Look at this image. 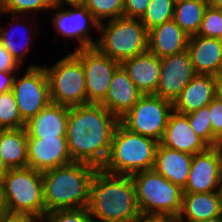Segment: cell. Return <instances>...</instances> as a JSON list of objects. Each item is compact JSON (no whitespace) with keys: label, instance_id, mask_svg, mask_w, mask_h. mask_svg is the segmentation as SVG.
Listing matches in <instances>:
<instances>
[{"label":"cell","instance_id":"obj_1","mask_svg":"<svg viewBox=\"0 0 222 222\" xmlns=\"http://www.w3.org/2000/svg\"><path fill=\"white\" fill-rule=\"evenodd\" d=\"M119 119L102 104L69 107L66 139L74 162L102 168Z\"/></svg>","mask_w":222,"mask_h":222},{"label":"cell","instance_id":"obj_2","mask_svg":"<svg viewBox=\"0 0 222 222\" xmlns=\"http://www.w3.org/2000/svg\"><path fill=\"white\" fill-rule=\"evenodd\" d=\"M87 209L96 222H133L139 218L132 177L97 169L89 185Z\"/></svg>","mask_w":222,"mask_h":222},{"label":"cell","instance_id":"obj_3","mask_svg":"<svg viewBox=\"0 0 222 222\" xmlns=\"http://www.w3.org/2000/svg\"><path fill=\"white\" fill-rule=\"evenodd\" d=\"M97 168L72 162L42 172L46 213L56 210L87 208L89 185Z\"/></svg>","mask_w":222,"mask_h":222},{"label":"cell","instance_id":"obj_4","mask_svg":"<svg viewBox=\"0 0 222 222\" xmlns=\"http://www.w3.org/2000/svg\"><path fill=\"white\" fill-rule=\"evenodd\" d=\"M158 144L157 140L134 133L119 122L102 169L108 173L126 176L153 169Z\"/></svg>","mask_w":222,"mask_h":222},{"label":"cell","instance_id":"obj_5","mask_svg":"<svg viewBox=\"0 0 222 222\" xmlns=\"http://www.w3.org/2000/svg\"><path fill=\"white\" fill-rule=\"evenodd\" d=\"M0 202L6 213L44 219L42 172L31 167L8 169L0 181Z\"/></svg>","mask_w":222,"mask_h":222},{"label":"cell","instance_id":"obj_6","mask_svg":"<svg viewBox=\"0 0 222 222\" xmlns=\"http://www.w3.org/2000/svg\"><path fill=\"white\" fill-rule=\"evenodd\" d=\"M95 48L122 63L148 50V30L140 19L120 17L99 24Z\"/></svg>","mask_w":222,"mask_h":222},{"label":"cell","instance_id":"obj_7","mask_svg":"<svg viewBox=\"0 0 222 222\" xmlns=\"http://www.w3.org/2000/svg\"><path fill=\"white\" fill-rule=\"evenodd\" d=\"M141 215L177 218L182 207V189L155 169L131 175Z\"/></svg>","mask_w":222,"mask_h":222},{"label":"cell","instance_id":"obj_8","mask_svg":"<svg viewBox=\"0 0 222 222\" xmlns=\"http://www.w3.org/2000/svg\"><path fill=\"white\" fill-rule=\"evenodd\" d=\"M43 66L49 81L51 102L67 107L87 104L82 62L73 52L52 66Z\"/></svg>","mask_w":222,"mask_h":222},{"label":"cell","instance_id":"obj_9","mask_svg":"<svg viewBox=\"0 0 222 222\" xmlns=\"http://www.w3.org/2000/svg\"><path fill=\"white\" fill-rule=\"evenodd\" d=\"M173 103L155 95H143L134 106L119 119L128 130L160 142L164 135Z\"/></svg>","mask_w":222,"mask_h":222},{"label":"cell","instance_id":"obj_10","mask_svg":"<svg viewBox=\"0 0 222 222\" xmlns=\"http://www.w3.org/2000/svg\"><path fill=\"white\" fill-rule=\"evenodd\" d=\"M66 5H69V8L65 7ZM50 11L49 19L54 24L56 34L62 35L61 37L66 40L65 43H68V38L77 40L78 45L75 50L95 47L97 40H94V37L92 39L91 31L94 30L97 33L100 23L82 3L54 4Z\"/></svg>","mask_w":222,"mask_h":222},{"label":"cell","instance_id":"obj_11","mask_svg":"<svg viewBox=\"0 0 222 222\" xmlns=\"http://www.w3.org/2000/svg\"><path fill=\"white\" fill-rule=\"evenodd\" d=\"M18 73V74H17ZM16 73L12 92L14 94L19 114L27 123L35 117L50 102L49 81L43 65L27 66L24 75Z\"/></svg>","mask_w":222,"mask_h":222},{"label":"cell","instance_id":"obj_12","mask_svg":"<svg viewBox=\"0 0 222 222\" xmlns=\"http://www.w3.org/2000/svg\"><path fill=\"white\" fill-rule=\"evenodd\" d=\"M72 52L82 62L87 104H100L108 93L114 72L120 63L101 54L95 47L73 50Z\"/></svg>","mask_w":222,"mask_h":222},{"label":"cell","instance_id":"obj_13","mask_svg":"<svg viewBox=\"0 0 222 222\" xmlns=\"http://www.w3.org/2000/svg\"><path fill=\"white\" fill-rule=\"evenodd\" d=\"M196 75L188 50L160 58V77L154 93L174 103L185 86Z\"/></svg>","mask_w":222,"mask_h":222},{"label":"cell","instance_id":"obj_14","mask_svg":"<svg viewBox=\"0 0 222 222\" xmlns=\"http://www.w3.org/2000/svg\"><path fill=\"white\" fill-rule=\"evenodd\" d=\"M28 167L44 172L72 163L66 137H27Z\"/></svg>","mask_w":222,"mask_h":222},{"label":"cell","instance_id":"obj_15","mask_svg":"<svg viewBox=\"0 0 222 222\" xmlns=\"http://www.w3.org/2000/svg\"><path fill=\"white\" fill-rule=\"evenodd\" d=\"M222 183V171L210 148L193 155L187 183L182 189L189 193L218 191Z\"/></svg>","mask_w":222,"mask_h":222},{"label":"cell","instance_id":"obj_16","mask_svg":"<svg viewBox=\"0 0 222 222\" xmlns=\"http://www.w3.org/2000/svg\"><path fill=\"white\" fill-rule=\"evenodd\" d=\"M159 143L191 155L201 153L209 148V145L195 133L187 115L174 110L169 116L164 135Z\"/></svg>","mask_w":222,"mask_h":222},{"label":"cell","instance_id":"obj_17","mask_svg":"<svg viewBox=\"0 0 222 222\" xmlns=\"http://www.w3.org/2000/svg\"><path fill=\"white\" fill-rule=\"evenodd\" d=\"M220 79L213 75L196 74L174 101L173 110L188 114L208 106L217 96Z\"/></svg>","mask_w":222,"mask_h":222},{"label":"cell","instance_id":"obj_18","mask_svg":"<svg viewBox=\"0 0 222 222\" xmlns=\"http://www.w3.org/2000/svg\"><path fill=\"white\" fill-rule=\"evenodd\" d=\"M187 50L196 74L222 78V44L219 39L191 36L188 39Z\"/></svg>","mask_w":222,"mask_h":222},{"label":"cell","instance_id":"obj_19","mask_svg":"<svg viewBox=\"0 0 222 222\" xmlns=\"http://www.w3.org/2000/svg\"><path fill=\"white\" fill-rule=\"evenodd\" d=\"M142 96L143 94L120 65L115 70L108 93L100 104L120 119Z\"/></svg>","mask_w":222,"mask_h":222},{"label":"cell","instance_id":"obj_20","mask_svg":"<svg viewBox=\"0 0 222 222\" xmlns=\"http://www.w3.org/2000/svg\"><path fill=\"white\" fill-rule=\"evenodd\" d=\"M69 107L50 102L25 125L27 137H66Z\"/></svg>","mask_w":222,"mask_h":222},{"label":"cell","instance_id":"obj_21","mask_svg":"<svg viewBox=\"0 0 222 222\" xmlns=\"http://www.w3.org/2000/svg\"><path fill=\"white\" fill-rule=\"evenodd\" d=\"M143 95H154L160 77V58L149 50L120 64Z\"/></svg>","mask_w":222,"mask_h":222},{"label":"cell","instance_id":"obj_22","mask_svg":"<svg viewBox=\"0 0 222 222\" xmlns=\"http://www.w3.org/2000/svg\"><path fill=\"white\" fill-rule=\"evenodd\" d=\"M222 217L218 191L182 194V207L177 222H201Z\"/></svg>","mask_w":222,"mask_h":222},{"label":"cell","instance_id":"obj_23","mask_svg":"<svg viewBox=\"0 0 222 222\" xmlns=\"http://www.w3.org/2000/svg\"><path fill=\"white\" fill-rule=\"evenodd\" d=\"M189 36L174 20L148 31V50L159 58L175 55L187 49Z\"/></svg>","mask_w":222,"mask_h":222},{"label":"cell","instance_id":"obj_24","mask_svg":"<svg viewBox=\"0 0 222 222\" xmlns=\"http://www.w3.org/2000/svg\"><path fill=\"white\" fill-rule=\"evenodd\" d=\"M193 155L158 144L154 168L160 175L183 189L187 183Z\"/></svg>","mask_w":222,"mask_h":222},{"label":"cell","instance_id":"obj_25","mask_svg":"<svg viewBox=\"0 0 222 222\" xmlns=\"http://www.w3.org/2000/svg\"><path fill=\"white\" fill-rule=\"evenodd\" d=\"M6 14L8 16L10 15L11 20H10V23H7L8 26L2 25V23H1L2 21H0V41H1L2 45L6 48V50L12 55V57L21 66V64L26 59V57H27V55L29 53L28 51L31 50V48H30L31 45L30 44H31L32 40H34V39H31V37L32 36L36 37L35 34L36 33L37 34L40 33L39 32L40 28H37L38 29L37 30L36 26H34V29L31 30L28 26H26L24 24V22H25L24 20L27 19L28 16L8 14V13H5L3 11H0V17L3 16V15L6 16ZM21 20H22V23H21ZM9 26H11V27H9ZM20 26L23 29V35H22V33H20L21 31H19V33L17 34V30L16 29H17V27L19 29H21ZM32 31H34V32H32ZM19 34H21L22 36L19 35ZM18 35L21 36V37H19Z\"/></svg>","mask_w":222,"mask_h":222},{"label":"cell","instance_id":"obj_26","mask_svg":"<svg viewBox=\"0 0 222 222\" xmlns=\"http://www.w3.org/2000/svg\"><path fill=\"white\" fill-rule=\"evenodd\" d=\"M27 131L0 129V154L8 169L28 167Z\"/></svg>","mask_w":222,"mask_h":222},{"label":"cell","instance_id":"obj_27","mask_svg":"<svg viewBox=\"0 0 222 222\" xmlns=\"http://www.w3.org/2000/svg\"><path fill=\"white\" fill-rule=\"evenodd\" d=\"M207 6L206 0H176L173 20L189 37L197 35Z\"/></svg>","mask_w":222,"mask_h":222},{"label":"cell","instance_id":"obj_28","mask_svg":"<svg viewBox=\"0 0 222 222\" xmlns=\"http://www.w3.org/2000/svg\"><path fill=\"white\" fill-rule=\"evenodd\" d=\"M176 0H151L147 11L140 19L149 31L165 22L173 20Z\"/></svg>","mask_w":222,"mask_h":222},{"label":"cell","instance_id":"obj_29","mask_svg":"<svg viewBox=\"0 0 222 222\" xmlns=\"http://www.w3.org/2000/svg\"><path fill=\"white\" fill-rule=\"evenodd\" d=\"M53 5L52 0H0V11L14 15L36 16L41 12H50Z\"/></svg>","mask_w":222,"mask_h":222},{"label":"cell","instance_id":"obj_30","mask_svg":"<svg viewBox=\"0 0 222 222\" xmlns=\"http://www.w3.org/2000/svg\"><path fill=\"white\" fill-rule=\"evenodd\" d=\"M26 123L19 114L12 90L0 94V129H18Z\"/></svg>","mask_w":222,"mask_h":222},{"label":"cell","instance_id":"obj_31","mask_svg":"<svg viewBox=\"0 0 222 222\" xmlns=\"http://www.w3.org/2000/svg\"><path fill=\"white\" fill-rule=\"evenodd\" d=\"M82 4L99 23L123 17L124 0H85Z\"/></svg>","mask_w":222,"mask_h":222},{"label":"cell","instance_id":"obj_32","mask_svg":"<svg viewBox=\"0 0 222 222\" xmlns=\"http://www.w3.org/2000/svg\"><path fill=\"white\" fill-rule=\"evenodd\" d=\"M186 115L195 133L210 146L217 137L212 133L209 105Z\"/></svg>","mask_w":222,"mask_h":222},{"label":"cell","instance_id":"obj_33","mask_svg":"<svg viewBox=\"0 0 222 222\" xmlns=\"http://www.w3.org/2000/svg\"><path fill=\"white\" fill-rule=\"evenodd\" d=\"M197 35L220 38L222 35V14L219 9L207 6Z\"/></svg>","mask_w":222,"mask_h":222},{"label":"cell","instance_id":"obj_34","mask_svg":"<svg viewBox=\"0 0 222 222\" xmlns=\"http://www.w3.org/2000/svg\"><path fill=\"white\" fill-rule=\"evenodd\" d=\"M43 222H96L87 208L56 210L46 213Z\"/></svg>","mask_w":222,"mask_h":222},{"label":"cell","instance_id":"obj_35","mask_svg":"<svg viewBox=\"0 0 222 222\" xmlns=\"http://www.w3.org/2000/svg\"><path fill=\"white\" fill-rule=\"evenodd\" d=\"M209 117L212 133L218 138L222 137V101L216 96L209 104Z\"/></svg>","mask_w":222,"mask_h":222},{"label":"cell","instance_id":"obj_36","mask_svg":"<svg viewBox=\"0 0 222 222\" xmlns=\"http://www.w3.org/2000/svg\"><path fill=\"white\" fill-rule=\"evenodd\" d=\"M151 0H124L123 17L141 19Z\"/></svg>","mask_w":222,"mask_h":222},{"label":"cell","instance_id":"obj_37","mask_svg":"<svg viewBox=\"0 0 222 222\" xmlns=\"http://www.w3.org/2000/svg\"><path fill=\"white\" fill-rule=\"evenodd\" d=\"M21 67L0 41V71H20Z\"/></svg>","mask_w":222,"mask_h":222},{"label":"cell","instance_id":"obj_38","mask_svg":"<svg viewBox=\"0 0 222 222\" xmlns=\"http://www.w3.org/2000/svg\"><path fill=\"white\" fill-rule=\"evenodd\" d=\"M16 72L0 71V94L12 90Z\"/></svg>","mask_w":222,"mask_h":222},{"label":"cell","instance_id":"obj_39","mask_svg":"<svg viewBox=\"0 0 222 222\" xmlns=\"http://www.w3.org/2000/svg\"><path fill=\"white\" fill-rule=\"evenodd\" d=\"M1 222H43V219L32 215L4 213Z\"/></svg>","mask_w":222,"mask_h":222},{"label":"cell","instance_id":"obj_40","mask_svg":"<svg viewBox=\"0 0 222 222\" xmlns=\"http://www.w3.org/2000/svg\"><path fill=\"white\" fill-rule=\"evenodd\" d=\"M209 148L214 153L218 166L222 171V137L216 138Z\"/></svg>","mask_w":222,"mask_h":222},{"label":"cell","instance_id":"obj_41","mask_svg":"<svg viewBox=\"0 0 222 222\" xmlns=\"http://www.w3.org/2000/svg\"><path fill=\"white\" fill-rule=\"evenodd\" d=\"M133 222H177L175 218L165 216H144L141 215Z\"/></svg>","mask_w":222,"mask_h":222},{"label":"cell","instance_id":"obj_42","mask_svg":"<svg viewBox=\"0 0 222 222\" xmlns=\"http://www.w3.org/2000/svg\"><path fill=\"white\" fill-rule=\"evenodd\" d=\"M54 4L64 5V4H78L83 3L85 0H52Z\"/></svg>","mask_w":222,"mask_h":222},{"label":"cell","instance_id":"obj_43","mask_svg":"<svg viewBox=\"0 0 222 222\" xmlns=\"http://www.w3.org/2000/svg\"><path fill=\"white\" fill-rule=\"evenodd\" d=\"M208 7L211 8H221L222 7V0H206Z\"/></svg>","mask_w":222,"mask_h":222},{"label":"cell","instance_id":"obj_44","mask_svg":"<svg viewBox=\"0 0 222 222\" xmlns=\"http://www.w3.org/2000/svg\"><path fill=\"white\" fill-rule=\"evenodd\" d=\"M7 171H8V168L5 166L2 156L0 154V181L3 178V176L6 174Z\"/></svg>","mask_w":222,"mask_h":222},{"label":"cell","instance_id":"obj_45","mask_svg":"<svg viewBox=\"0 0 222 222\" xmlns=\"http://www.w3.org/2000/svg\"><path fill=\"white\" fill-rule=\"evenodd\" d=\"M217 96L221 99L222 101V78L220 79L217 87Z\"/></svg>","mask_w":222,"mask_h":222},{"label":"cell","instance_id":"obj_46","mask_svg":"<svg viewBox=\"0 0 222 222\" xmlns=\"http://www.w3.org/2000/svg\"><path fill=\"white\" fill-rule=\"evenodd\" d=\"M218 192H219V195H220L221 213H222V183H221V186H220Z\"/></svg>","mask_w":222,"mask_h":222},{"label":"cell","instance_id":"obj_47","mask_svg":"<svg viewBox=\"0 0 222 222\" xmlns=\"http://www.w3.org/2000/svg\"><path fill=\"white\" fill-rule=\"evenodd\" d=\"M201 222H222V217L216 218V219H213V220L201 221Z\"/></svg>","mask_w":222,"mask_h":222},{"label":"cell","instance_id":"obj_48","mask_svg":"<svg viewBox=\"0 0 222 222\" xmlns=\"http://www.w3.org/2000/svg\"><path fill=\"white\" fill-rule=\"evenodd\" d=\"M4 213H5L4 209L0 208V222H1V219H2Z\"/></svg>","mask_w":222,"mask_h":222},{"label":"cell","instance_id":"obj_49","mask_svg":"<svg viewBox=\"0 0 222 222\" xmlns=\"http://www.w3.org/2000/svg\"><path fill=\"white\" fill-rule=\"evenodd\" d=\"M219 41H220V42H221V44H222V35L220 36Z\"/></svg>","mask_w":222,"mask_h":222}]
</instances>
